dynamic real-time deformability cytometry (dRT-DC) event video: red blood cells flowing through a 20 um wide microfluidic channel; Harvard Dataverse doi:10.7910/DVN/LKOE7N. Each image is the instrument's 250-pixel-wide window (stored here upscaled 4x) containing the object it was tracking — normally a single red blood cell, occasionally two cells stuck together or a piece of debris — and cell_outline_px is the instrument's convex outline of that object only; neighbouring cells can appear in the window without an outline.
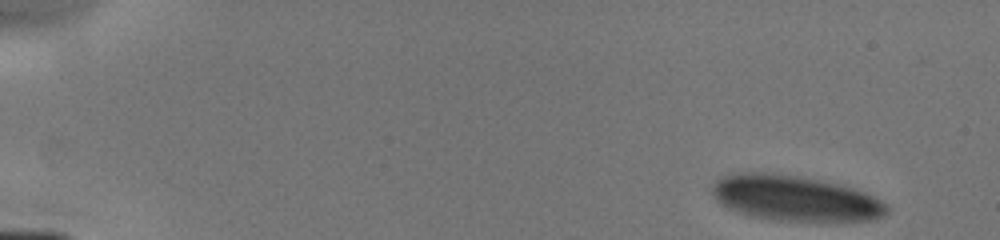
{"species": "human", "species_latin": "Homo sapiens", "temperature_condition": "cold", "stored_images_in_passage": 6, "camera_frame_rate_fps": 3000, "um_per_image_px": 0.085, "donor": {"sex": "male"}, "frame": {"image": 1, "passage_image": 1, "time_ms": 0.0, "image_size_px": [1000, 240], "cell_outline_px": [[888, 212], [872, 220], [788, 220], [756, 216], [736, 212], [728, 208], [716, 200], [712, 192], [712, 188], [716, 180], [724, 176], [736, 172], [768, 172], [800, 176], [840, 184], [864, 192], [888, 204]], "centroid_in_image_um": [67.55, 16.82], "position_along_channel_um": 17.4, "area_um2": 45.66}}
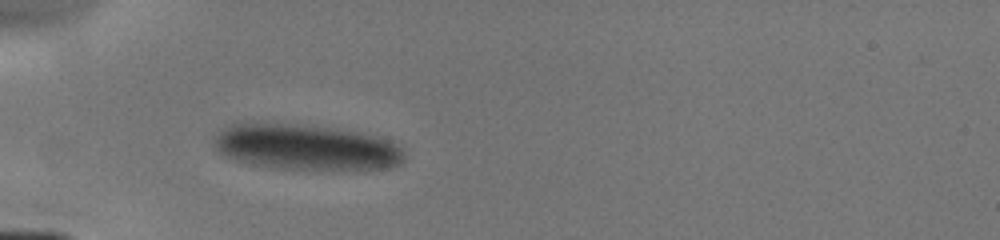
{"frame": {"image": 2, "passage_image": 5, "time_ms": 4.0, "image_size_px": [1000, 240], "cell_outline_px": [[404, 160], [400, 164], [388, 168], [320, 172], [272, 168], [252, 164], [236, 160], [220, 152], [212, 144], [216, 136], [220, 132], [232, 124], [296, 124], [336, 128], [376, 136], [392, 140], [404, 148]], "centroid_in_image_um": [26.13, 12.56], "position_along_channel_um": 58.9, "area_um2": 51.5}}